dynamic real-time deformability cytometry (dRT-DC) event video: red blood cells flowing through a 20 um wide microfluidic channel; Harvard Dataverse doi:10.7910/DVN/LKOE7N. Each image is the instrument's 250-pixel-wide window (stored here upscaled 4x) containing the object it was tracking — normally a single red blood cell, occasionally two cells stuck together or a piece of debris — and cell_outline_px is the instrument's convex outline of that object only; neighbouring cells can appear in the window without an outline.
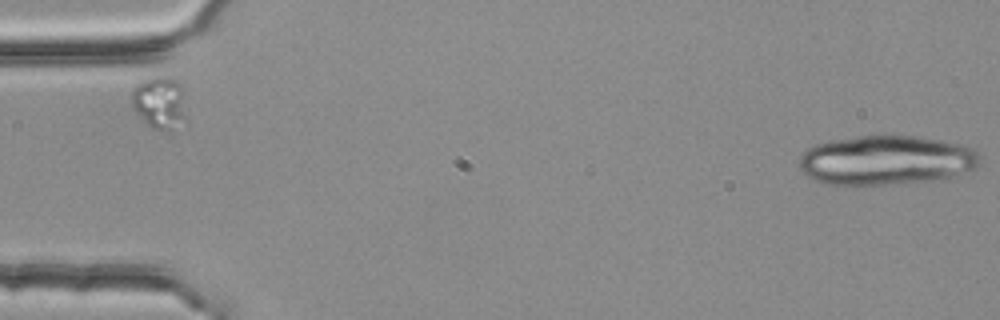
{"species": "common noctule bat (a hibernating species)", "species_latin": "Nyctalus noctula", "temperature_condition": "room temperature", "stored_images_in_passage": 4, "camera_frame_rate_fps": 3000, "um_per_image_px": 0.085, "animal": {"sex": "female", "body_mass_g": 25.1}, "frame": {"image": 1, "passage_image": 1, "time_ms": 0.0, "image_size_px": [1000, 320], "cell_outline_px": [[980, 164], [972, 168], [940, 180], [888, 184], [828, 184], [812, 180], [800, 168], [800, 156], [808, 148], [816, 144], [828, 140], [860, 136], [916, 136], [940, 140], [960, 144], [976, 148], [980, 152]], "centroid_in_image_um": [75.33, 13.61], "position_along_channel_um": 9.7, "area_um2": 51.96}}